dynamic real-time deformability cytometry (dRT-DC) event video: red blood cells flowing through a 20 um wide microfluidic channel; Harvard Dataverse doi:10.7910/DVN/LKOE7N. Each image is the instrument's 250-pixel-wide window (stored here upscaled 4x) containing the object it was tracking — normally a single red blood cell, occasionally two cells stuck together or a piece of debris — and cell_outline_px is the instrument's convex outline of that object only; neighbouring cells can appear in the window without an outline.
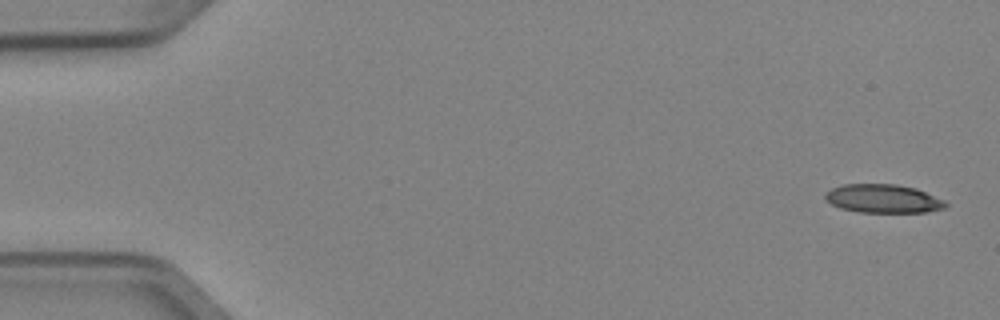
{"species": "Egyptian fruit bat (a non-hibernating species)", "species_latin": "Rousettus aegyptiacus", "temperature_condition": "cold", "stored_images_in_passage": 5, "camera_frame_rate_fps": 3000, "um_per_image_px": 0.085, "animal": {"sex": "female"}, "frame": {"image": 1, "passage_image": 1, "time_ms": 0.0, "image_size_px": [1000, 320], "cell_outline_px": [[948, 204], [944, 208], [928, 212], [860, 212], [840, 208], [832, 204], [824, 196], [824, 192], [832, 188], [844, 184], [896, 184], [916, 188], [944, 200]], "centroid_in_image_um": [75.07, 16.88], "position_along_channel_um": 9.9, "area_um2": 20.0}}
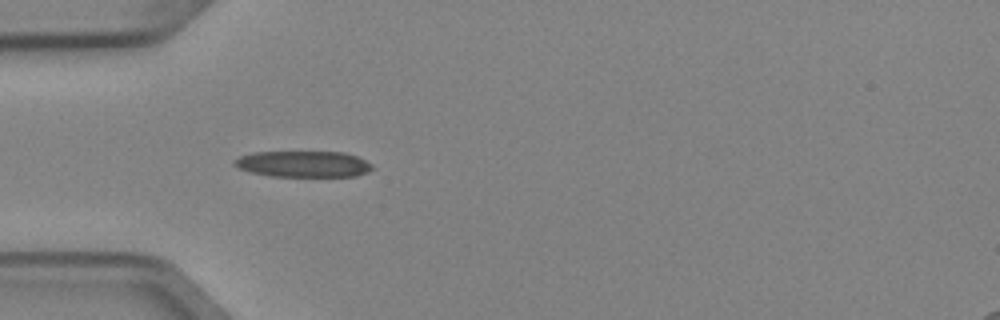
{"frame": {"image": 2, "passage_image": 5, "time_ms": 1.333, "image_size_px": [1000, 320], "cell_outline_px": [[372, 168], [368, 172], [356, 176], [272, 176], [252, 172], [240, 168], [232, 164], [232, 160], [240, 156], [252, 152], [344, 152], [356, 156], [372, 164]], "centroid_in_image_um": [25.77, 13.93], "position_along_channel_um": 59.2, "area_um2": 20.92}}